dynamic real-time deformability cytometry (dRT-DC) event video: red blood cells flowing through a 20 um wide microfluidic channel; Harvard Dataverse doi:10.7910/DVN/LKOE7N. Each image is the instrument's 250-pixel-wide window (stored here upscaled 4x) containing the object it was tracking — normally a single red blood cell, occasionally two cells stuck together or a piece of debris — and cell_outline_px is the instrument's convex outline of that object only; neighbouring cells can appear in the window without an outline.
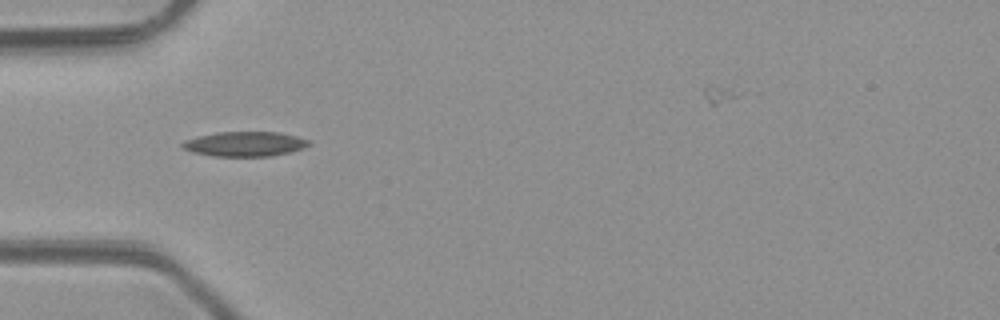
{"species": "common noctule bat (a hibernating species)", "species_latin": "Nyctalus noctula", "temperature_condition": "room temperature", "stored_images_in_passage": 1, "camera_frame_rate_fps": 3000, "um_per_image_px": 0.085, "animal": {"sex": "male", "body_mass_g": 23.1, "forearm_length_mm": 52.7}, "frame": {"image": 1, "passage_image": 1, "time_ms": 0.0, "image_size_px": [1000, 320], "cell_outline_px": [[312, 144], [304, 148], [272, 156], [212, 156], [192, 152], [180, 148], [180, 144], [184, 140], [200, 136], [220, 132], [280, 132], [296, 136], [308, 140]], "centroid_in_image_um": [20.79, 12.24], "position_along_channel_um": 64.2, "area_um2": 18.26}}